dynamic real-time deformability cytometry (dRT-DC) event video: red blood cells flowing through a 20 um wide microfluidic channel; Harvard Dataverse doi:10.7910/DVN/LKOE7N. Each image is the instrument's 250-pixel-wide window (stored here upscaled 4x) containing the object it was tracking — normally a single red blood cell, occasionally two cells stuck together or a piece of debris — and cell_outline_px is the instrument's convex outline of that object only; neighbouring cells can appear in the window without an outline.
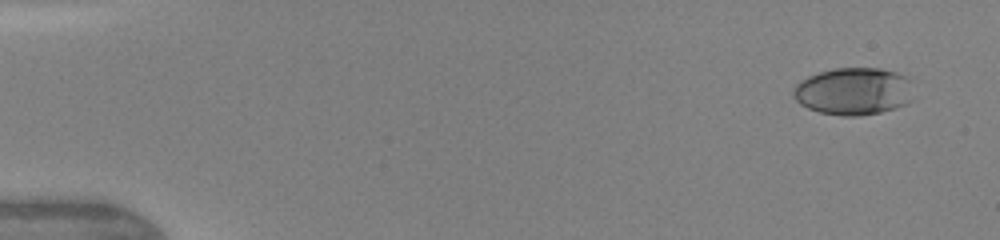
{"species": "human", "species_latin": "Homo sapiens", "temperature_condition": "warm", "stored_images_in_passage": 5, "camera_frame_rate_fps": 3000, "um_per_image_px": 0.085, "donor": {"sex": "female"}, "frame": {"image": 1, "passage_image": 1, "time_ms": 0.0, "image_size_px": [1000, 240], "cell_outline_px": [[912, 100], [896, 108], [880, 112], [856, 116], [844, 116], [820, 112], [808, 108], [800, 104], [792, 96], [792, 92], [796, 84], [800, 80], [808, 76], [832, 68], [880, 68], [896, 72], [908, 76]], "centroid_in_image_um": [72.53, 7.75], "position_along_channel_um": 12.5, "area_um2": 33.23}}
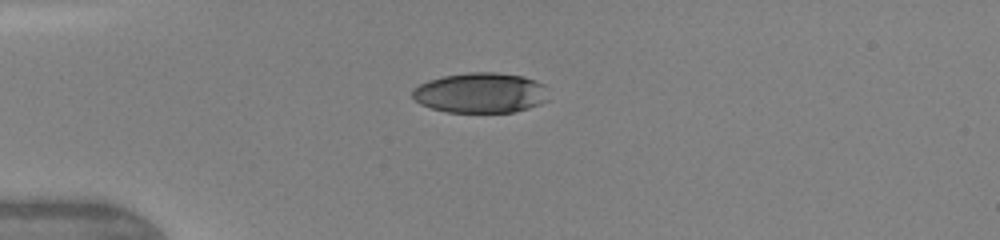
{"frame": {"image": 2, "passage_image": 4, "time_ms": 3.333, "image_size_px": [1000, 240], "cell_outline_px": [[548, 100], [540, 104], [528, 108], [512, 112], [448, 112], [432, 108], [420, 104], [412, 96], [412, 92], [420, 84], [428, 80], [444, 76], [468, 72], [496, 72], [524, 76], [536, 80], [544, 84]], "centroid_in_image_um": [40.87, 7.88], "position_along_channel_um": 44.1, "area_um2": 31.91}}